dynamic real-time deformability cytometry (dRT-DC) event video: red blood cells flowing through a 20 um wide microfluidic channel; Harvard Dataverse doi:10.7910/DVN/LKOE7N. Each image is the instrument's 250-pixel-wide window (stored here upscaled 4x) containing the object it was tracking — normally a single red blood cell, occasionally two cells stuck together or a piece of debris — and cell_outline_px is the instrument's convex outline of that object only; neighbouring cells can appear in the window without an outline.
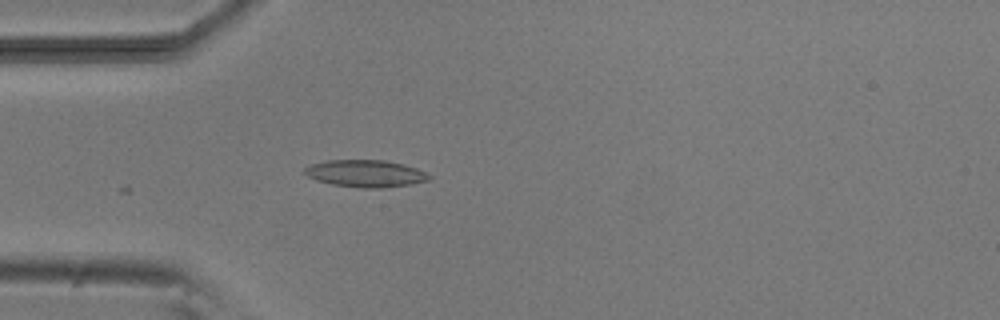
{"species": "common noctule bat (a hibernating species)", "species_latin": "Nyctalus noctula", "temperature_condition": "room temperature", "stored_images_in_passage": 5, "camera_frame_rate_fps": 3000, "um_per_image_px": 0.085, "animal": {"sex": "male", "body_mass_g": 20.5, "forearm_length_mm": 52.5}, "frame": {"image": 1, "passage_image": 5, "time_ms": 4.667, "image_size_px": [1000, 320], "cell_outline_px": [[432, 176], [428, 180], [412, 184], [384, 188], [360, 188], [332, 184], [316, 180], [308, 176], [304, 172], [304, 168], [308, 164], [324, 160], [384, 160], [404, 164], [416, 168]], "centroid_in_image_um": [31.04, 14.74], "position_along_channel_um": 54.0, "area_um2": 19.83}}